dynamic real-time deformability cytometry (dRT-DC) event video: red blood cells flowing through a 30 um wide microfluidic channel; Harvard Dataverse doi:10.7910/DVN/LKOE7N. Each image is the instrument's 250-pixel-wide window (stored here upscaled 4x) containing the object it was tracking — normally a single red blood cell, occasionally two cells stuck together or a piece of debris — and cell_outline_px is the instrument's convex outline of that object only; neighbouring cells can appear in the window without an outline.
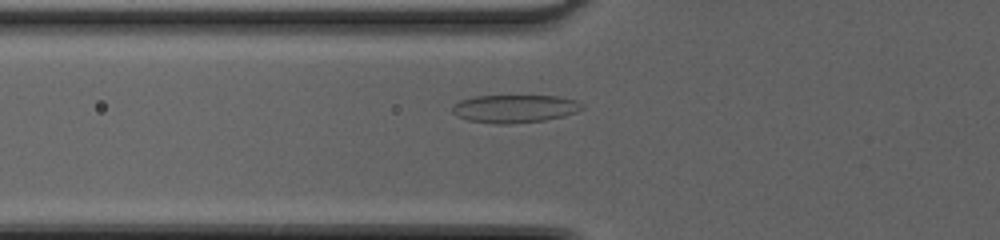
{"species": "common noctule bat (a hibernating species)", "species_latin": "Nyctalus noctula", "temperature_condition": "cold", "stored_images_in_passage": 40, "camera_frame_rate_fps": 3000, "um_per_image_px": 0.085, "animal": {"sex": "female", "body_mass_g": 20.0, "forearm_length_mm": 54.0}, "frame": {"image": 1, "passage_image": 10, "time_ms": 3.0, "image_size_px": [1000, 240], "cell_outline_px": [[584, 108], [576, 112], [564, 116], [544, 120], [508, 124], [496, 124], [468, 120], [456, 116], [452, 112], [452, 108], [460, 100], [476, 96], [556, 96], [576, 100], [584, 104]], "centroid_in_image_um": [43.76, 9.24], "position_along_channel_um": 82.0, "area_um2": 21.1}}
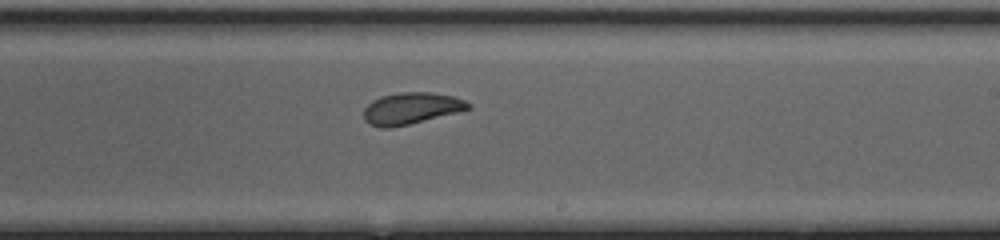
{"frame": {"image": 2, "passage_image": 22, "time_ms": 7.0, "image_size_px": [1000, 240], "cell_outline_px": [[472, 108], [392, 128], [380, 128], [368, 124], [364, 120], [364, 108], [372, 100], [384, 96], [400, 92], [432, 92], [452, 96], [464, 100], [472, 104]], "centroid_in_image_um": [34.92, 9.21], "position_along_channel_um": 254.1, "area_um2": 19.13}}
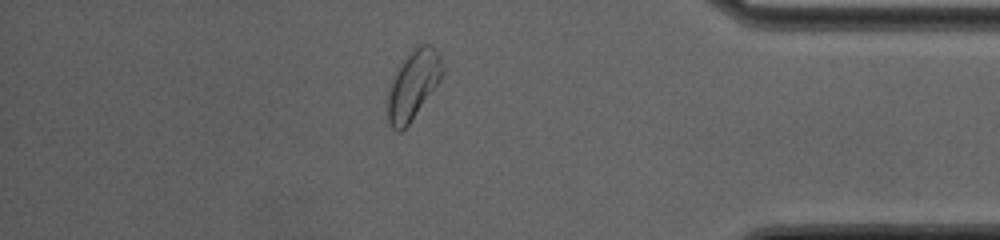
{"frame": {"image": 3, "passage_image": 34, "time_ms": 11.0, "image_size_px": [1000, 240], "cell_outline_px": [[444, 68], [440, 80], [408, 124], [400, 132], [396, 132], [388, 124], [388, 92], [392, 80], [396, 72], [404, 60], [420, 44], [428, 44], [440, 56]], "centroid_in_image_um": [35.11, 7.25], "position_along_channel_um": 400.1, "area_um2": 21.15}, "authors_computed_cell_mechanics": {"area_um2": 19.9121, "velocity_mm_per_s": 4.2817, "shape_relaxation_time_tau1_ms": 3.1251, "shape_relaxation_time_tau2_ms": 2.9922, "deformation_change_tau1": 0.1201, "deformation_change_tau2": 0.0552}}